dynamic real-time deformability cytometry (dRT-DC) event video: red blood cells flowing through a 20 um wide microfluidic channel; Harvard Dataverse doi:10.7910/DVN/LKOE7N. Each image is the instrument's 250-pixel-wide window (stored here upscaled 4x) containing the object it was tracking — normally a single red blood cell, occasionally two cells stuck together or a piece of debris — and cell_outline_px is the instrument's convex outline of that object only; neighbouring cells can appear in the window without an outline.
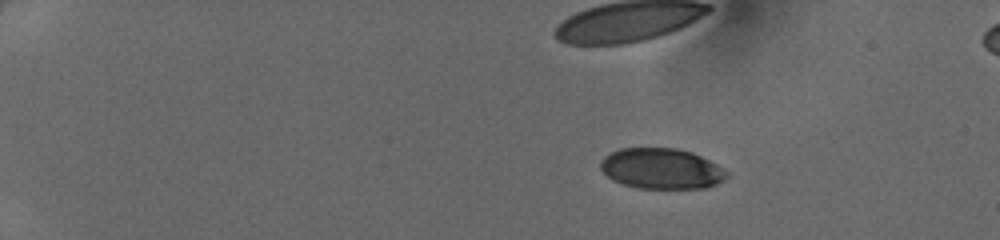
{"species": "human", "species_latin": "Homo sapiens", "temperature_condition": "cold", "stored_images_in_passage": 40, "camera_frame_rate_fps": 3000, "um_per_image_px": 0.085, "donor": {"sex": "female"}, "frame": {"image": 1, "passage_image": 1, "time_ms": 0.0, "image_size_px": [1000, 240], "cell_outline_px": [[728, 176], [724, 180], [716, 184], [704, 188], [640, 188], [624, 184], [612, 180], [600, 168], [600, 160], [604, 156], [620, 148], [676, 148], [692, 152], [716, 164], [728, 172]], "centroid_in_image_um": [56.21, 14.33], "position_along_channel_um": 28.8, "area_um2": 29.77}}